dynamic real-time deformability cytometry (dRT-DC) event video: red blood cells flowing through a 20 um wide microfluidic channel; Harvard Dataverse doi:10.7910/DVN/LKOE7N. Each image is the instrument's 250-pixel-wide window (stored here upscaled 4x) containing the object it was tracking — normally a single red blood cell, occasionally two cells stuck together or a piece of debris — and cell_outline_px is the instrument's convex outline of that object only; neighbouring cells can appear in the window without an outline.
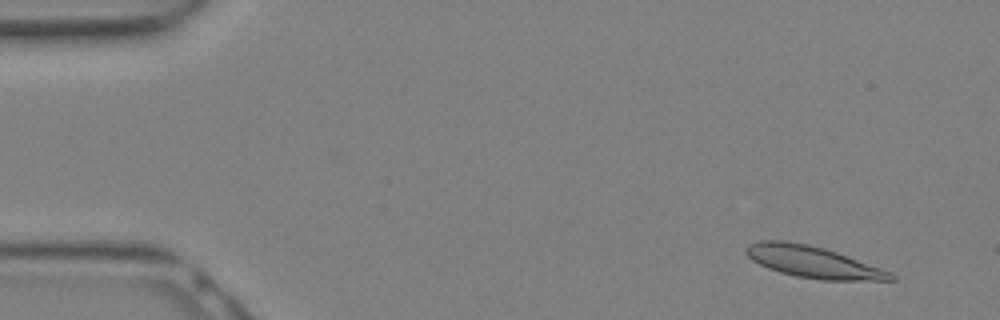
{"species": "Egyptian fruit bat (a non-hibernating species)", "species_latin": "Rousettus aegyptiacus", "temperature_condition": "warm", "stored_images_in_passage": 12, "camera_frame_rate_fps": 3000, "um_per_image_px": 0.085, "animal": {"sex": "female"}, "frame": {"image": 1, "passage_image": 2, "time_ms": 0.333, "image_size_px": [1000, 320], "cell_outline_px": [[896, 280], [820, 280], [796, 276], [780, 272], [768, 268], [752, 260], [744, 252], [744, 248], [748, 244], [760, 240], [784, 240], [808, 244], [824, 248], [836, 252], [892, 272], [896, 276]], "centroid_in_image_um": [69.07, 22.26], "position_along_channel_um": 15.9, "area_um2": 26.65}}
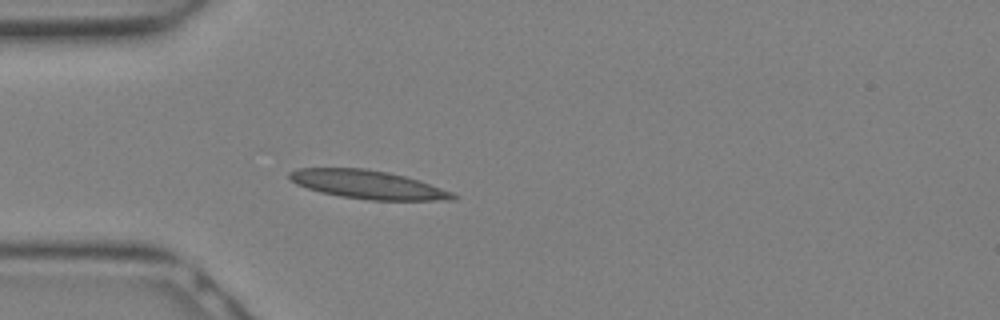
{"frame": {"image": 2, "passage_image": 8, "time_ms": 2.333, "image_size_px": [1000, 320], "cell_outline_px": [[460, 196], [456, 200], [368, 200], [340, 196], [320, 192], [296, 184], [288, 176], [288, 172], [300, 168], [364, 168], [388, 172], [420, 180], [452, 192]], "centroid_in_image_um": [31.3, 15.69], "position_along_channel_um": 53.7, "area_um2": 27.17}}
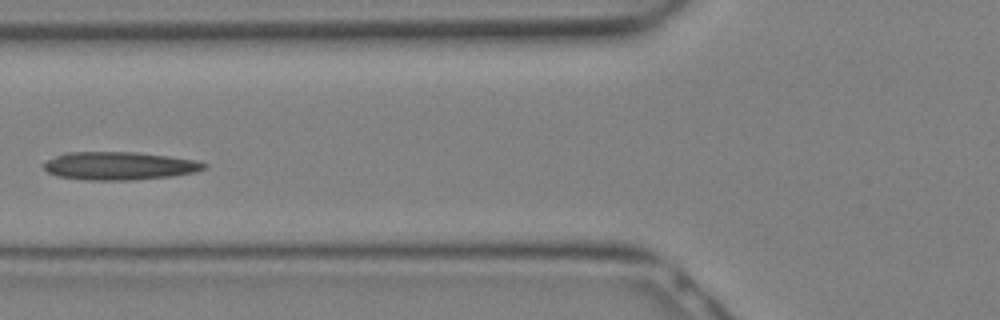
{"frame": {"image": 3, "passage_image": 11, "time_ms": 3.333, "image_size_px": [1000, 320], "cell_outline_px": [[208, 164], [204, 168], [196, 172], [172, 176], [132, 180], [84, 180], [60, 176], [48, 172], [40, 164], [64, 152], [136, 152], [168, 156], [192, 160]], "centroid_in_image_um": [10.11, 14.1], "position_along_channel_um": 115.7, "area_um2": 26.13}}